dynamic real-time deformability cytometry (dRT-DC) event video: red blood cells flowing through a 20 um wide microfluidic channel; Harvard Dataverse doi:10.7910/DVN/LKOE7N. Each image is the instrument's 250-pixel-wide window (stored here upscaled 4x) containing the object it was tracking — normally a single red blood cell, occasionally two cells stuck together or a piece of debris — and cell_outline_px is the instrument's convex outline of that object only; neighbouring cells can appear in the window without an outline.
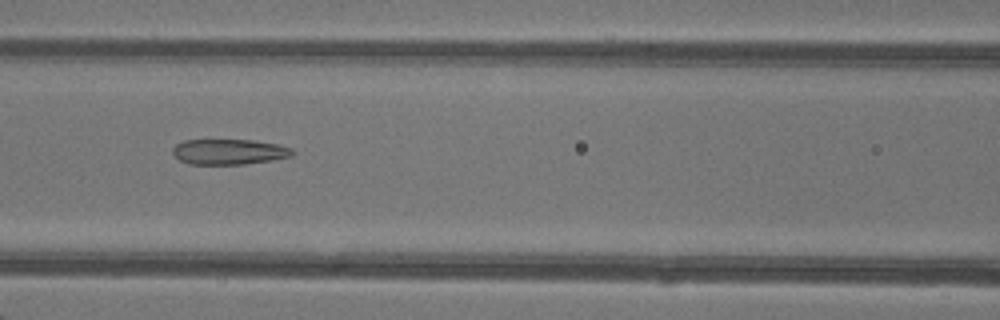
{"species": "common noctule bat (a hibernating species)", "species_latin": "Nyctalus noctula", "temperature_condition": "warm", "stored_images_in_passage": 48, "camera_frame_rate_fps": 3000, "um_per_image_px": 0.085, "animal": {"sex": "female"}, "frame": {"image": 1, "passage_image": 22, "time_ms": 7.0, "image_size_px": [1000, 320], "cell_outline_px": [[296, 152], [292, 156], [272, 160], [244, 164], [188, 164], [180, 160], [172, 152], [172, 148], [176, 144], [184, 140], [252, 140], [276, 144], [292, 148]], "centroid_in_image_um": [19.48, 12.9], "position_along_channel_um": 147.1, "area_um2": 17.74}}
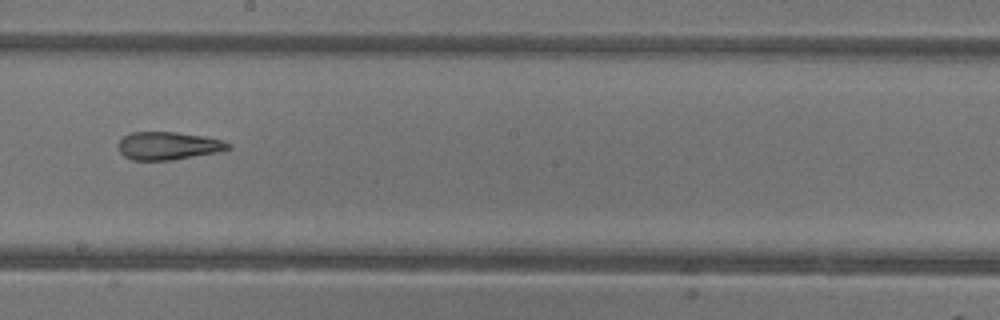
{"frame": {"image": 2, "passage_image": 28, "time_ms": 9.0, "image_size_px": [1000, 320], "cell_outline_px": [[232, 148], [220, 152], [172, 160], [132, 160], [124, 156], [120, 152], [120, 140], [124, 136], [132, 132], [176, 132], [204, 136], [224, 140], [232, 144]], "centroid_in_image_um": [14.37, 12.39], "position_along_channel_um": 233.8, "area_um2": 17.98}}
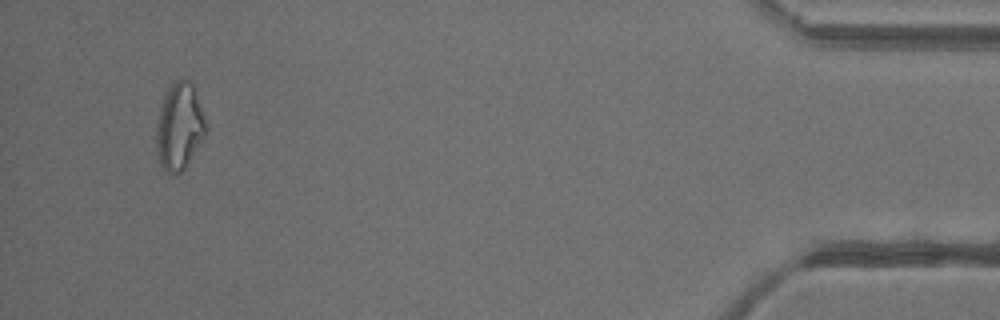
{"frame": {"image": 3, "passage_image": 46, "time_ms": 15.0, "image_size_px": [1000, 320], "cell_outline_px": [[208, 128], [204, 136], [184, 168], [180, 172], [172, 176], [160, 164], [156, 152], [156, 128], [160, 108], [164, 96], [172, 84], [176, 80], [188, 80], [192, 84], [196, 92]], "centroid_in_image_um": [15.24, 10.77], "position_along_channel_um": 420.0, "area_um2": 24.74}, "authors_computed_cell_mechanics": {"area_um2": 21.7906, "velocity_mm_per_s": 4.3475, "shape_relaxation_time_tau1_ms": null, "shape_relaxation_time_tau2_ms": 1.7502, "deformation_change_tau1": null, "deformation_change_tau2": 0.1088}}